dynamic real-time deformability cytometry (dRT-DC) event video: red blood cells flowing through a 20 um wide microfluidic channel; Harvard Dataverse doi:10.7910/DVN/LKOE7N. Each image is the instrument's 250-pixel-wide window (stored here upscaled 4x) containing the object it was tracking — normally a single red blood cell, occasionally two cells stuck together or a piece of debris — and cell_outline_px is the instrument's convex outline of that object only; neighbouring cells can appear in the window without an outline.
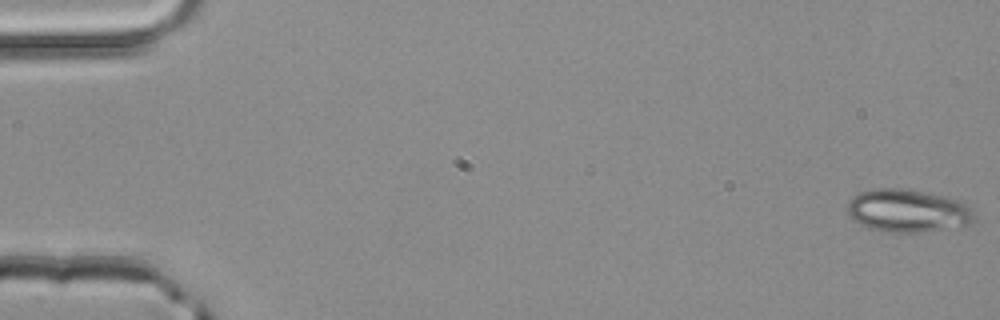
{"species": "common noctule bat (a hibernating species)", "species_latin": "Nyctalus noctula", "temperature_condition": "room temperature", "stored_images_in_passage": 4, "camera_frame_rate_fps": 3000, "um_per_image_px": 0.085, "animal": {"sex": "male", "body_mass_g": 20.4}, "frame": {"image": 1, "passage_image": 1, "time_ms": 0.0, "image_size_px": [1000, 320], "cell_outline_px": [[972, 224], [916, 232], [888, 232], [868, 228], [852, 220], [848, 212], [848, 200], [852, 196], [860, 192], [876, 188], [908, 188], [960, 200], [968, 204], [972, 208]], "centroid_in_image_um": [77.12, 17.89], "position_along_channel_um": 7.9, "area_um2": 31.67}}